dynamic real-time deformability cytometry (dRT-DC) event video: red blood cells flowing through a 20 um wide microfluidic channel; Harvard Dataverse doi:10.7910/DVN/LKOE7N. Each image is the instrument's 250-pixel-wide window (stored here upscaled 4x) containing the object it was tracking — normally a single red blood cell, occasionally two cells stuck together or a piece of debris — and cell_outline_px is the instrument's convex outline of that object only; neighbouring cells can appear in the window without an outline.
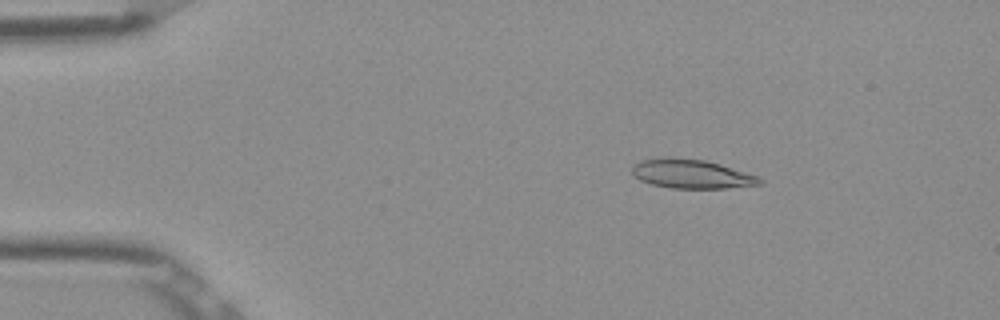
{"species": "Egyptian fruit bat (a non-hibernating species)", "species_latin": "Rousettus aegyptiacus", "temperature_condition": "room temperature", "stored_images_in_passage": 53, "camera_frame_rate_fps": 3000, "um_per_image_px": 0.085, "frame": {"image": 1, "passage_image": 9, "time_ms": 2.667, "image_size_px": [1000, 320], "cell_outline_px": [[764, 184], [728, 188], [672, 188], [652, 184], [640, 180], [632, 176], [632, 168], [640, 160], [664, 156], [668, 156], [704, 160], [720, 164], [756, 176], [764, 180]], "centroid_in_image_um": [58.75, 14.78], "position_along_channel_um": 26.3, "area_um2": 21.68}}
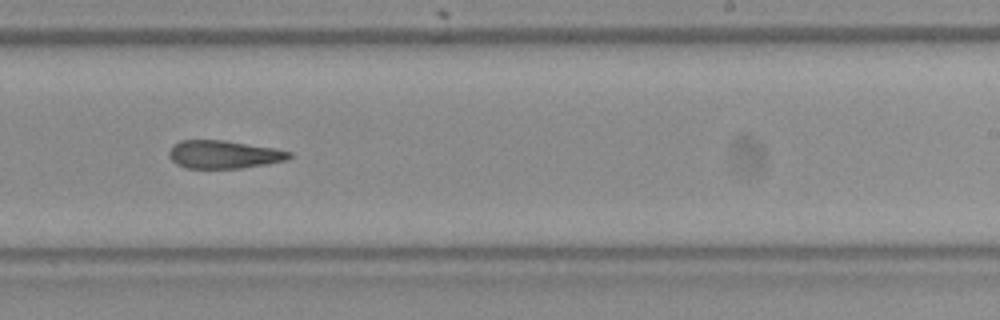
{"frame": {"image": 2, "passage_image": 33, "time_ms": 10.667, "image_size_px": [1000, 320], "cell_outline_px": [[292, 156], [288, 160], [268, 164], [240, 168], [184, 168], [176, 164], [168, 156], [168, 152], [172, 144], [180, 140], [224, 140], [272, 148], [292, 152]], "centroid_in_image_um": [18.99, 13.13], "position_along_channel_um": 270.0, "area_um2": 19.77}}
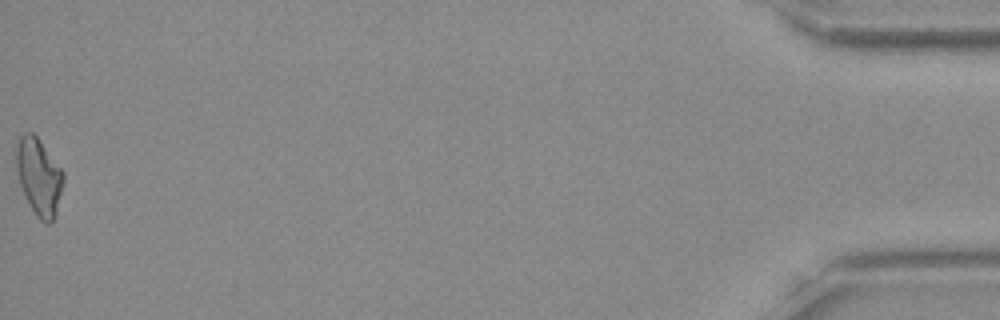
{"frame": {"image": 3, "passage_image": 53, "time_ms": 17.333, "image_size_px": [1000, 320], "cell_outline_px": [[64, 180], [56, 212], [52, 220], [48, 224], [40, 220], [36, 216], [20, 184], [16, 168], [16, 148], [20, 136], [24, 132], [32, 132], [40, 140], [64, 172]], "centroid_in_image_um": [3.31, 14.99], "position_along_channel_um": 431.9, "area_um2": 20.81}}